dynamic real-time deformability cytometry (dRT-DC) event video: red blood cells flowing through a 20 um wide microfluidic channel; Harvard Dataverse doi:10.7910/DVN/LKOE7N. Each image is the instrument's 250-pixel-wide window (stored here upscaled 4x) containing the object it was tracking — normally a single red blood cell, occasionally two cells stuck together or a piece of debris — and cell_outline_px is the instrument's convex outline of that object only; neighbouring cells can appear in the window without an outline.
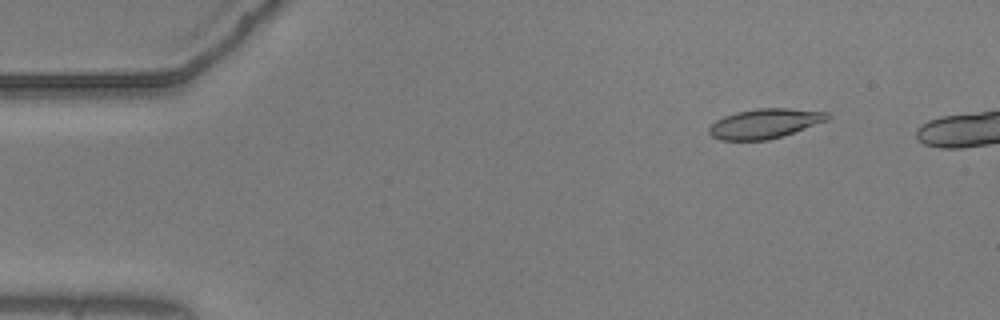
{"species": "common noctule bat (a hibernating species)", "species_latin": "Nyctalus noctula", "temperature_condition": "warm", "stored_images_in_passage": 44, "camera_frame_rate_fps": 3000, "um_per_image_px": 0.085, "animal": {"sex": "male", "body_mass_g": 20.5, "forearm_length_mm": 52.5}, "frame": {"image": 1, "passage_image": 1, "time_ms": 0.0, "image_size_px": [1000, 320], "cell_outline_px": [[832, 116], [828, 120], [768, 140], [720, 140], [712, 136], [708, 132], [708, 128], [716, 120], [724, 116], [736, 112], [756, 108], [788, 108], [828, 112]], "centroid_in_image_um": [64.99, 10.49], "position_along_channel_um": 20.0, "area_um2": 20.35}}
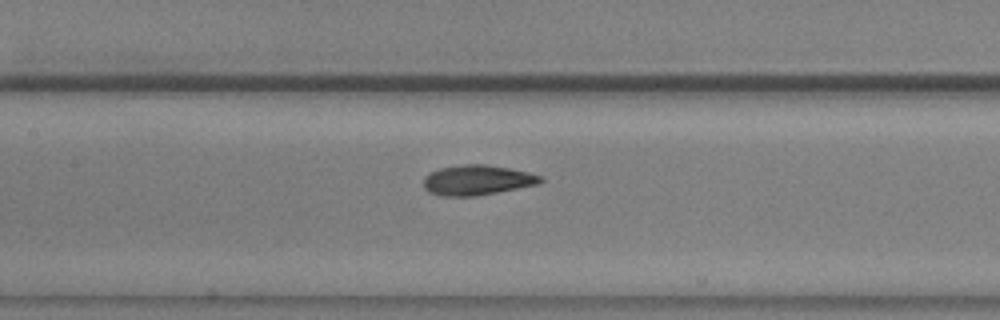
{"frame": {"image": 2, "passage_image": 20, "time_ms": 6.333, "image_size_px": [1000, 320], "cell_outline_px": [[544, 180], [536, 184], [476, 196], [440, 196], [428, 192], [424, 188], [424, 176], [440, 168], [464, 164], [484, 164], [508, 168], [528, 172], [544, 176]], "centroid_in_image_um": [40.54, 15.31], "position_along_channel_um": 166.9, "area_um2": 20.35}}
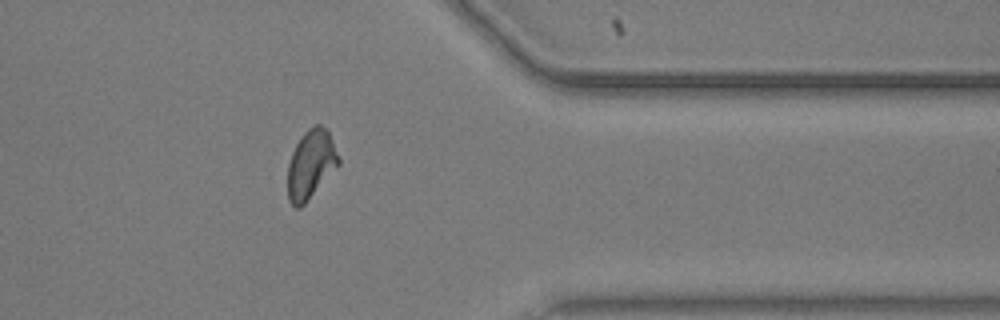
{"frame": {"image": 3, "passage_image": 39, "time_ms": 12.667, "image_size_px": [1000, 320], "cell_outline_px": [[340, 164], [304, 204], [300, 208], [296, 208], [288, 200], [288, 164], [292, 152], [300, 136], [308, 128], [316, 124], [320, 124], [328, 132], [340, 160]], "centroid_in_image_um": [26.4, 13.97], "position_along_channel_um": 385.0, "area_um2": 20.17}}